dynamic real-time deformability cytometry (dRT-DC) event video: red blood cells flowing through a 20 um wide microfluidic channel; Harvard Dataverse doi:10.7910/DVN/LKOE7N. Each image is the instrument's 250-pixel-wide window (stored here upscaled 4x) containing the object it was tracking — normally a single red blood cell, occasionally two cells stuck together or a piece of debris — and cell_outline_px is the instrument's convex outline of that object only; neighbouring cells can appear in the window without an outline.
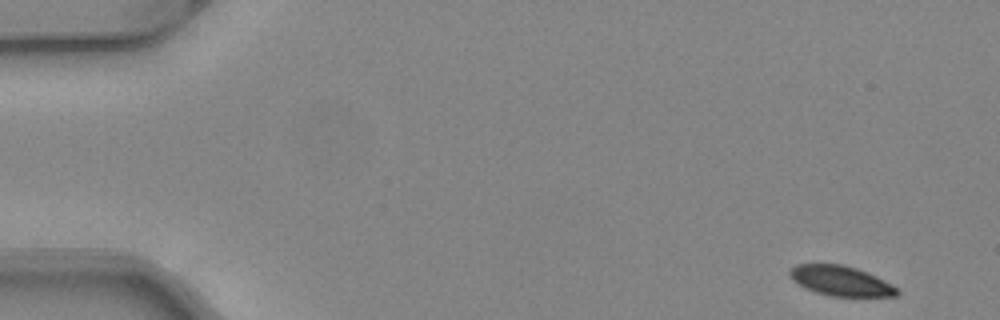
{"species": "common noctule bat (a hibernating species)", "species_latin": "Nyctalus noctula", "temperature_condition": "warm", "stored_images_in_passage": 49, "camera_frame_rate_fps": 3000, "um_per_image_px": 0.085, "animal": {"sex": "female", "body_mass_g": 24.6, "forearm_length_mm": 56.2}, "frame": {"image": 1, "passage_image": 1, "time_ms": 0.0, "image_size_px": [1000, 320], "cell_outline_px": [[900, 292], [896, 296], [832, 296], [816, 292], [792, 280], [788, 276], [788, 272], [796, 264], [840, 264], [856, 268], [876, 276], [892, 284]], "centroid_in_image_um": [71.46, 23.86], "position_along_channel_um": 13.5, "area_um2": 18.5}}
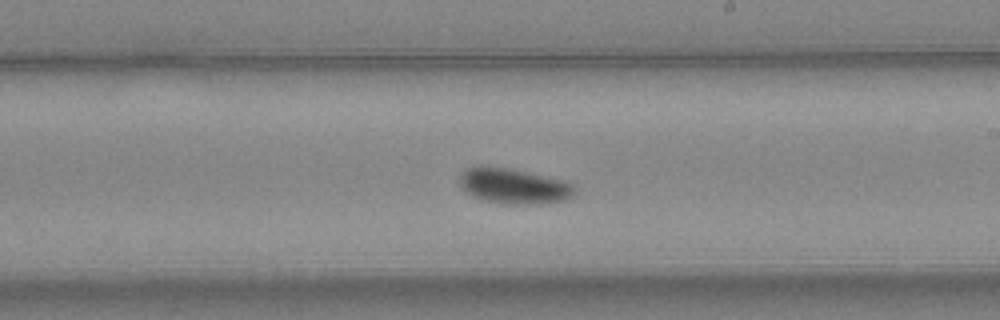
{"frame": {"image": 2, "passage_image": 28, "time_ms": 9.0, "image_size_px": [1000, 320], "cell_outline_px": [[576, 192], [568, 200], [540, 204], [504, 204], [484, 200], [472, 196], [464, 192], [460, 188], [460, 176], [472, 164], [480, 164], [508, 168], [568, 180], [576, 188]], "centroid_in_image_um": [43.68, 15.8], "position_along_channel_um": 245.3, "area_um2": 24.45}}
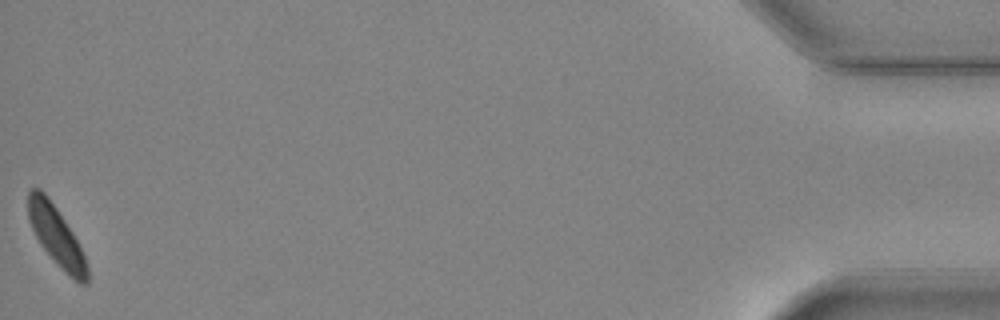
{"frame": {"image": 3, "passage_image": 49, "time_ms": 16.0, "image_size_px": [1000, 320], "cell_outline_px": [[88, 284], [80, 284], [40, 244], [28, 220], [28, 192], [32, 188], [40, 188], [48, 196], [72, 232], [88, 264]], "centroid_in_image_um": [4.77, 19.99], "position_along_channel_um": 430.4, "area_um2": 19.59}, "authors_computed_cell_mechanics": {"area_um2": 21.8484, "velocity_mm_per_s": 4.0351, "shape_relaxation_time_tau1_ms": 1.9741, "shape_relaxation_time_tau2_ms": null, "deformation_change_tau1": 0.0877, "deformation_change_tau2": null}}